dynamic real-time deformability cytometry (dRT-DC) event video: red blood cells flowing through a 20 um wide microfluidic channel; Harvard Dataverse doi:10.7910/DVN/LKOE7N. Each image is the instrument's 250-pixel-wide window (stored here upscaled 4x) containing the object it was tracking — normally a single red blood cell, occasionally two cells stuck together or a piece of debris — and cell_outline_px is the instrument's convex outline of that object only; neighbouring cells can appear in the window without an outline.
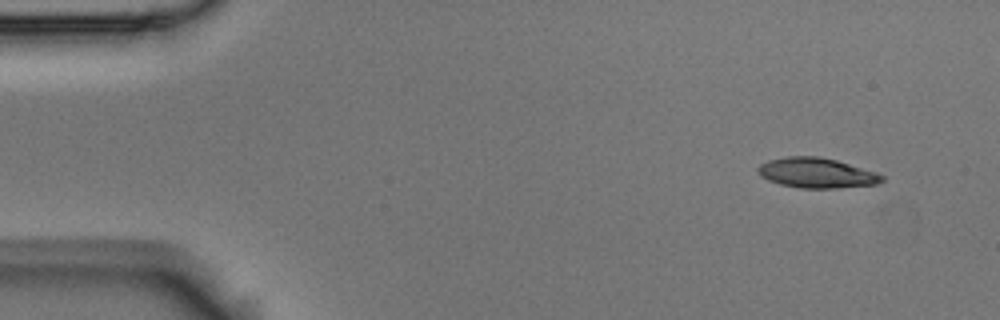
{"species": "Egyptian fruit bat (a non-hibernating species)", "species_latin": "Rousettus aegyptiacus", "temperature_condition": "room temperature", "stored_images_in_passage": 4, "camera_frame_rate_fps": 3000, "um_per_image_px": 0.085, "animal": {"sex": "male"}, "frame": {"image": 1, "passage_image": 1, "time_ms": 0.0, "image_size_px": [1000, 320], "cell_outline_px": [[884, 180], [876, 184], [836, 188], [800, 188], [780, 184], [768, 180], [760, 176], [756, 168], [760, 164], [768, 160], [788, 156], [820, 156], [836, 160], [876, 172], [884, 176]], "centroid_in_image_um": [69.39, 14.69], "position_along_channel_um": 15.6, "area_um2": 21.73}}
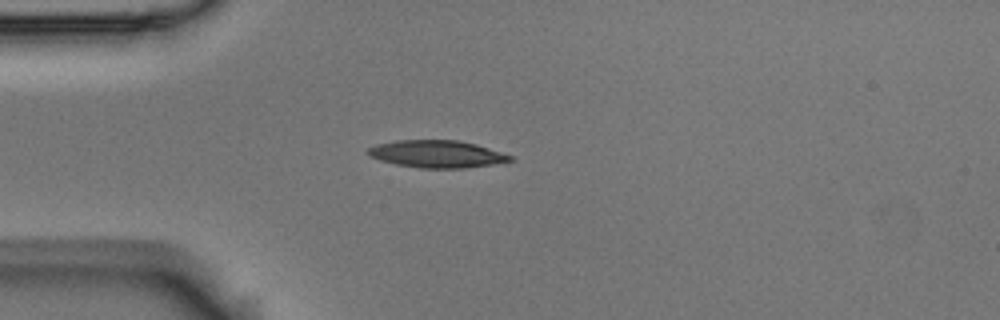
{"frame": {"image": 2, "passage_image": 4, "time_ms": 1.0, "image_size_px": [1000, 320], "cell_outline_px": [[512, 160], [492, 164], [464, 168], [420, 168], [396, 164], [380, 160], [368, 156], [364, 152], [368, 148], [376, 144], [396, 140], [456, 140], [476, 144], [512, 156]], "centroid_in_image_um": [37.05, 13.08], "position_along_channel_um": 47.9, "area_um2": 22.54}}